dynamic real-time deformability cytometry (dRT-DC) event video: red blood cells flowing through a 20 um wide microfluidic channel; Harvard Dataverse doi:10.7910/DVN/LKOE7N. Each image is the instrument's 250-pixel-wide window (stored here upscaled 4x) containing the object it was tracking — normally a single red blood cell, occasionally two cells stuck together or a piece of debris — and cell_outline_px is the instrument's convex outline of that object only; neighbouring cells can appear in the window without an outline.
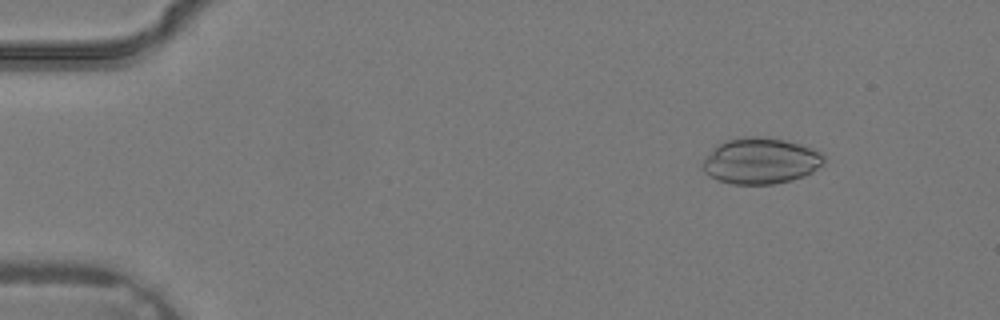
{"species": "common noctule bat (a hibernating species)", "species_latin": "Nyctalus noctula", "temperature_condition": "warm", "stored_images_in_passage": 3, "camera_frame_rate_fps": 3000, "um_per_image_px": 0.085, "animal": {"sex": "male", "body_mass_g": 19.2, "forearm_length_mm": 51.8}, "frame": {"image": 1, "passage_image": 1, "time_ms": 0.0, "image_size_px": [1000, 320], "cell_outline_px": [[824, 160], [812, 172], [804, 176], [792, 180], [772, 184], [732, 184], [716, 180], [704, 172], [704, 160], [720, 144], [728, 140], [748, 136], [756, 136], [784, 140], [816, 148], [824, 152]], "centroid_in_image_um": [64.71, 13.68], "position_along_channel_um": 20.3, "area_um2": 32.19}}